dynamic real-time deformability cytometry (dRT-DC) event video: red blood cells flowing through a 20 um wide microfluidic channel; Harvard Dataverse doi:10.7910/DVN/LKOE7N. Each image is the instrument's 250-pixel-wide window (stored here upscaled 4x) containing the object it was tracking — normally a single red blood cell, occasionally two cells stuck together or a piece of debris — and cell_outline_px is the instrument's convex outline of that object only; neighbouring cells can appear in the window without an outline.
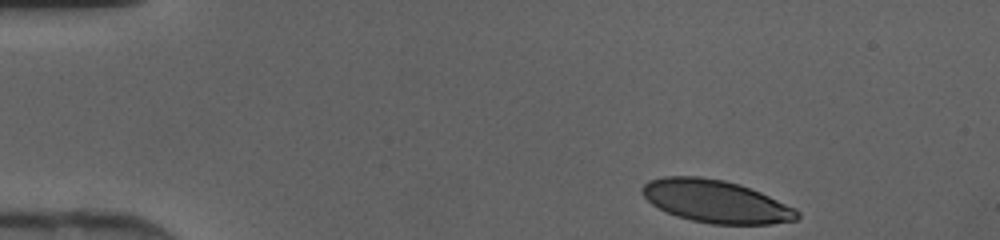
{"species": "human", "species_latin": "Homo sapiens", "temperature_condition": "cold", "stored_images_in_passage": 40, "camera_frame_rate_fps": 3000, "um_per_image_px": 0.085, "donor": {"sex": "female"}, "frame": {"image": 1, "passage_image": 1, "time_ms": 0.0, "image_size_px": [1000, 240], "cell_outline_px": [[800, 216], [796, 220], [772, 224], [712, 224], [692, 220], [676, 216], [652, 204], [640, 192], [640, 188], [648, 180], [664, 176], [700, 176], [724, 180], [740, 184], [760, 192], [796, 208], [800, 212]], "centroid_in_image_um": [60.85, 17.11], "position_along_channel_um": 24.2, "area_um2": 38.61}}
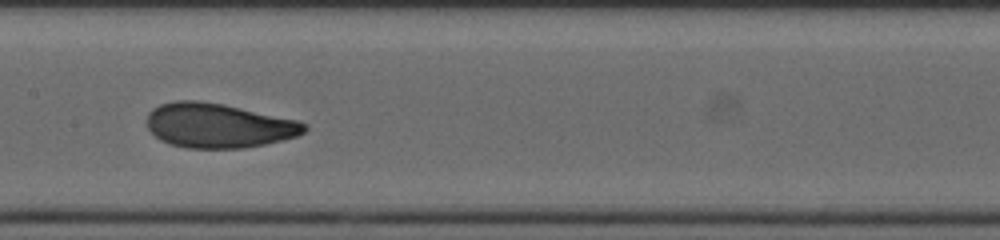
{"frame": {"image": 2, "passage_image": 18, "time_ms": 5.667, "image_size_px": [1000, 240], "cell_outline_px": [[308, 128], [304, 132], [296, 136], [264, 144], [244, 148], [188, 148], [168, 144], [160, 140], [148, 128], [148, 112], [152, 108], [160, 104], [176, 100], [196, 100], [224, 104], [296, 120], [308, 124]], "centroid_in_image_um": [18.54, 10.67], "position_along_channel_um": 188.9, "area_um2": 40.75}}
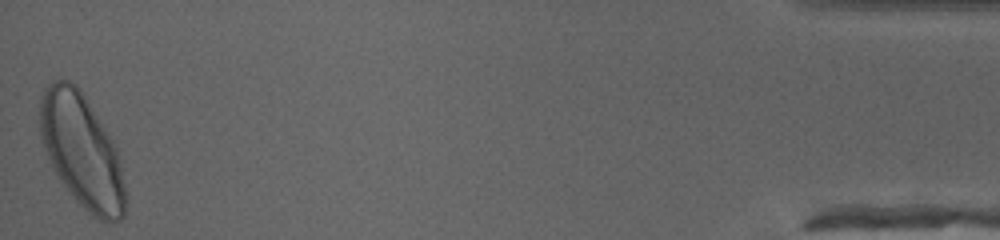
{"frame": {"image": 3, "passage_image": 40, "time_ms": 13.0, "image_size_px": [1000, 240], "cell_outline_px": [[124, 216], [120, 220], [100, 220], [92, 216], [68, 192], [60, 180], [44, 148], [40, 136], [40, 96], [44, 88], [60, 76], [76, 84], [80, 88], [112, 140], [120, 156], [124, 184]], "centroid_in_image_um": [6.93, 12.79], "position_along_channel_um": 428.3, "area_um2": 56.18}}